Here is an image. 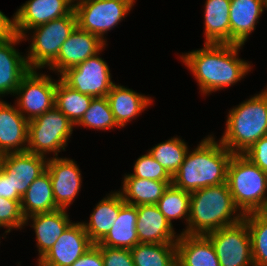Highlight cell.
<instances>
[{"mask_svg": "<svg viewBox=\"0 0 267 266\" xmlns=\"http://www.w3.org/2000/svg\"><path fill=\"white\" fill-rule=\"evenodd\" d=\"M243 218L244 214L236 206L225 182L190 193L188 224L181 233L206 235L214 230L234 225Z\"/></svg>", "mask_w": 267, "mask_h": 266, "instance_id": "cell-3", "label": "cell"}, {"mask_svg": "<svg viewBox=\"0 0 267 266\" xmlns=\"http://www.w3.org/2000/svg\"><path fill=\"white\" fill-rule=\"evenodd\" d=\"M93 245L82 223L72 222L38 261V266H71Z\"/></svg>", "mask_w": 267, "mask_h": 266, "instance_id": "cell-14", "label": "cell"}, {"mask_svg": "<svg viewBox=\"0 0 267 266\" xmlns=\"http://www.w3.org/2000/svg\"><path fill=\"white\" fill-rule=\"evenodd\" d=\"M73 123L55 106L35 119L28 121L27 151L46 157L54 152L55 157L65 150Z\"/></svg>", "mask_w": 267, "mask_h": 266, "instance_id": "cell-7", "label": "cell"}, {"mask_svg": "<svg viewBox=\"0 0 267 266\" xmlns=\"http://www.w3.org/2000/svg\"><path fill=\"white\" fill-rule=\"evenodd\" d=\"M14 33V19H9L0 11V39L9 37Z\"/></svg>", "mask_w": 267, "mask_h": 266, "instance_id": "cell-40", "label": "cell"}, {"mask_svg": "<svg viewBox=\"0 0 267 266\" xmlns=\"http://www.w3.org/2000/svg\"><path fill=\"white\" fill-rule=\"evenodd\" d=\"M135 2V0H75L77 27L98 36L106 43L104 34L128 15Z\"/></svg>", "mask_w": 267, "mask_h": 266, "instance_id": "cell-8", "label": "cell"}, {"mask_svg": "<svg viewBox=\"0 0 267 266\" xmlns=\"http://www.w3.org/2000/svg\"><path fill=\"white\" fill-rule=\"evenodd\" d=\"M52 158V159H51ZM47 171L52 182L53 196L59 209L72 204L81 188L82 177L76 162L68 158L51 157Z\"/></svg>", "mask_w": 267, "mask_h": 266, "instance_id": "cell-16", "label": "cell"}, {"mask_svg": "<svg viewBox=\"0 0 267 266\" xmlns=\"http://www.w3.org/2000/svg\"><path fill=\"white\" fill-rule=\"evenodd\" d=\"M94 97L78 92L68 86L61 78L57 81L55 107L58 108L75 126L88 110Z\"/></svg>", "mask_w": 267, "mask_h": 266, "instance_id": "cell-30", "label": "cell"}, {"mask_svg": "<svg viewBox=\"0 0 267 266\" xmlns=\"http://www.w3.org/2000/svg\"><path fill=\"white\" fill-rule=\"evenodd\" d=\"M124 204L118 191L111 192L95 206L89 223L81 222L93 244H98L108 234Z\"/></svg>", "mask_w": 267, "mask_h": 266, "instance_id": "cell-24", "label": "cell"}, {"mask_svg": "<svg viewBox=\"0 0 267 266\" xmlns=\"http://www.w3.org/2000/svg\"><path fill=\"white\" fill-rule=\"evenodd\" d=\"M24 39L14 33L0 39V96L15 94L21 79L30 71L26 56H22L14 45Z\"/></svg>", "mask_w": 267, "mask_h": 266, "instance_id": "cell-17", "label": "cell"}, {"mask_svg": "<svg viewBox=\"0 0 267 266\" xmlns=\"http://www.w3.org/2000/svg\"><path fill=\"white\" fill-rule=\"evenodd\" d=\"M0 197L12 200L11 177H8L1 169H0Z\"/></svg>", "mask_w": 267, "mask_h": 266, "instance_id": "cell-41", "label": "cell"}, {"mask_svg": "<svg viewBox=\"0 0 267 266\" xmlns=\"http://www.w3.org/2000/svg\"><path fill=\"white\" fill-rule=\"evenodd\" d=\"M130 252L135 266H177L176 243H138Z\"/></svg>", "mask_w": 267, "mask_h": 266, "instance_id": "cell-29", "label": "cell"}, {"mask_svg": "<svg viewBox=\"0 0 267 266\" xmlns=\"http://www.w3.org/2000/svg\"><path fill=\"white\" fill-rule=\"evenodd\" d=\"M225 126L220 142L233 154L245 153L267 135V88L232 108Z\"/></svg>", "mask_w": 267, "mask_h": 266, "instance_id": "cell-4", "label": "cell"}, {"mask_svg": "<svg viewBox=\"0 0 267 266\" xmlns=\"http://www.w3.org/2000/svg\"><path fill=\"white\" fill-rule=\"evenodd\" d=\"M233 156L220 141L208 135L191 153H187L172 184L186 192L219 185L227 180L229 162Z\"/></svg>", "mask_w": 267, "mask_h": 266, "instance_id": "cell-2", "label": "cell"}, {"mask_svg": "<svg viewBox=\"0 0 267 266\" xmlns=\"http://www.w3.org/2000/svg\"><path fill=\"white\" fill-rule=\"evenodd\" d=\"M27 145L28 120L16 106L0 100V156L25 152Z\"/></svg>", "mask_w": 267, "mask_h": 266, "instance_id": "cell-18", "label": "cell"}, {"mask_svg": "<svg viewBox=\"0 0 267 266\" xmlns=\"http://www.w3.org/2000/svg\"><path fill=\"white\" fill-rule=\"evenodd\" d=\"M243 155L267 173V135L256 141Z\"/></svg>", "mask_w": 267, "mask_h": 266, "instance_id": "cell-38", "label": "cell"}, {"mask_svg": "<svg viewBox=\"0 0 267 266\" xmlns=\"http://www.w3.org/2000/svg\"><path fill=\"white\" fill-rule=\"evenodd\" d=\"M56 84L57 81L54 82L51 76L30 70L15 92L19 112L31 121L52 109L55 106Z\"/></svg>", "mask_w": 267, "mask_h": 266, "instance_id": "cell-10", "label": "cell"}, {"mask_svg": "<svg viewBox=\"0 0 267 266\" xmlns=\"http://www.w3.org/2000/svg\"><path fill=\"white\" fill-rule=\"evenodd\" d=\"M122 191L124 202L133 206L156 204L172 181L147 180L125 174Z\"/></svg>", "mask_w": 267, "mask_h": 266, "instance_id": "cell-27", "label": "cell"}, {"mask_svg": "<svg viewBox=\"0 0 267 266\" xmlns=\"http://www.w3.org/2000/svg\"><path fill=\"white\" fill-rule=\"evenodd\" d=\"M264 9L262 0H231L230 44L245 45Z\"/></svg>", "mask_w": 267, "mask_h": 266, "instance_id": "cell-21", "label": "cell"}, {"mask_svg": "<svg viewBox=\"0 0 267 266\" xmlns=\"http://www.w3.org/2000/svg\"><path fill=\"white\" fill-rule=\"evenodd\" d=\"M89 57L75 67L68 68L60 78L71 88L94 98L106 97L115 83L111 80L109 66L99 57Z\"/></svg>", "mask_w": 267, "mask_h": 266, "instance_id": "cell-11", "label": "cell"}, {"mask_svg": "<svg viewBox=\"0 0 267 266\" xmlns=\"http://www.w3.org/2000/svg\"><path fill=\"white\" fill-rule=\"evenodd\" d=\"M76 126L97 130H110L113 129V127L121 128L114 118L107 97L93 98L88 110L84 113Z\"/></svg>", "mask_w": 267, "mask_h": 266, "instance_id": "cell-34", "label": "cell"}, {"mask_svg": "<svg viewBox=\"0 0 267 266\" xmlns=\"http://www.w3.org/2000/svg\"><path fill=\"white\" fill-rule=\"evenodd\" d=\"M133 177L157 180V181H172V176L158 163L148 152L140 156L134 164Z\"/></svg>", "mask_w": 267, "mask_h": 266, "instance_id": "cell-35", "label": "cell"}, {"mask_svg": "<svg viewBox=\"0 0 267 266\" xmlns=\"http://www.w3.org/2000/svg\"><path fill=\"white\" fill-rule=\"evenodd\" d=\"M59 209L53 196L52 182L46 170L37 177L21 198V210L25 218Z\"/></svg>", "mask_w": 267, "mask_h": 266, "instance_id": "cell-28", "label": "cell"}, {"mask_svg": "<svg viewBox=\"0 0 267 266\" xmlns=\"http://www.w3.org/2000/svg\"><path fill=\"white\" fill-rule=\"evenodd\" d=\"M263 1V4H264V7L267 8V0H262Z\"/></svg>", "mask_w": 267, "mask_h": 266, "instance_id": "cell-42", "label": "cell"}, {"mask_svg": "<svg viewBox=\"0 0 267 266\" xmlns=\"http://www.w3.org/2000/svg\"><path fill=\"white\" fill-rule=\"evenodd\" d=\"M67 209H57L51 212L35 214L25 218V226L32 219V226L36 234L38 261L50 251L57 239L72 223L67 214Z\"/></svg>", "mask_w": 267, "mask_h": 266, "instance_id": "cell-20", "label": "cell"}, {"mask_svg": "<svg viewBox=\"0 0 267 266\" xmlns=\"http://www.w3.org/2000/svg\"><path fill=\"white\" fill-rule=\"evenodd\" d=\"M189 149L182 139L173 137L153 146L148 152L173 177Z\"/></svg>", "mask_w": 267, "mask_h": 266, "instance_id": "cell-33", "label": "cell"}, {"mask_svg": "<svg viewBox=\"0 0 267 266\" xmlns=\"http://www.w3.org/2000/svg\"><path fill=\"white\" fill-rule=\"evenodd\" d=\"M176 249L177 266H220L212 242L205 235L181 233Z\"/></svg>", "mask_w": 267, "mask_h": 266, "instance_id": "cell-22", "label": "cell"}, {"mask_svg": "<svg viewBox=\"0 0 267 266\" xmlns=\"http://www.w3.org/2000/svg\"><path fill=\"white\" fill-rule=\"evenodd\" d=\"M231 0H206L205 43L230 44Z\"/></svg>", "mask_w": 267, "mask_h": 266, "instance_id": "cell-26", "label": "cell"}, {"mask_svg": "<svg viewBox=\"0 0 267 266\" xmlns=\"http://www.w3.org/2000/svg\"><path fill=\"white\" fill-rule=\"evenodd\" d=\"M160 212L165 216L171 226L173 219L185 218L188 224L190 213V193L170 184L156 203Z\"/></svg>", "mask_w": 267, "mask_h": 266, "instance_id": "cell-32", "label": "cell"}, {"mask_svg": "<svg viewBox=\"0 0 267 266\" xmlns=\"http://www.w3.org/2000/svg\"><path fill=\"white\" fill-rule=\"evenodd\" d=\"M73 10V0H28L13 16L14 32L26 40V31L65 17Z\"/></svg>", "mask_w": 267, "mask_h": 266, "instance_id": "cell-13", "label": "cell"}, {"mask_svg": "<svg viewBox=\"0 0 267 266\" xmlns=\"http://www.w3.org/2000/svg\"><path fill=\"white\" fill-rule=\"evenodd\" d=\"M248 226L254 266H267V213L251 212L244 214Z\"/></svg>", "mask_w": 267, "mask_h": 266, "instance_id": "cell-31", "label": "cell"}, {"mask_svg": "<svg viewBox=\"0 0 267 266\" xmlns=\"http://www.w3.org/2000/svg\"><path fill=\"white\" fill-rule=\"evenodd\" d=\"M105 45L106 43L98 36L76 27L62 44L57 59L49 66V69L61 75L68 68L75 67L101 52Z\"/></svg>", "mask_w": 267, "mask_h": 266, "instance_id": "cell-15", "label": "cell"}, {"mask_svg": "<svg viewBox=\"0 0 267 266\" xmlns=\"http://www.w3.org/2000/svg\"><path fill=\"white\" fill-rule=\"evenodd\" d=\"M97 247L101 250L104 266H135L130 249Z\"/></svg>", "mask_w": 267, "mask_h": 266, "instance_id": "cell-37", "label": "cell"}, {"mask_svg": "<svg viewBox=\"0 0 267 266\" xmlns=\"http://www.w3.org/2000/svg\"><path fill=\"white\" fill-rule=\"evenodd\" d=\"M205 236L212 242L220 266H254L251 238L244 220Z\"/></svg>", "mask_w": 267, "mask_h": 266, "instance_id": "cell-9", "label": "cell"}, {"mask_svg": "<svg viewBox=\"0 0 267 266\" xmlns=\"http://www.w3.org/2000/svg\"><path fill=\"white\" fill-rule=\"evenodd\" d=\"M139 243H176L178 235L156 204L137 206Z\"/></svg>", "mask_w": 267, "mask_h": 266, "instance_id": "cell-19", "label": "cell"}, {"mask_svg": "<svg viewBox=\"0 0 267 266\" xmlns=\"http://www.w3.org/2000/svg\"><path fill=\"white\" fill-rule=\"evenodd\" d=\"M25 224V217L21 210V201H14L0 197V227L7 228L5 233H10L12 228H21Z\"/></svg>", "mask_w": 267, "mask_h": 266, "instance_id": "cell-36", "label": "cell"}, {"mask_svg": "<svg viewBox=\"0 0 267 266\" xmlns=\"http://www.w3.org/2000/svg\"><path fill=\"white\" fill-rule=\"evenodd\" d=\"M242 46L204 43L203 48L182 54L180 57L193 73L203 95H209L236 84L251 71V63L238 57Z\"/></svg>", "mask_w": 267, "mask_h": 266, "instance_id": "cell-1", "label": "cell"}, {"mask_svg": "<svg viewBox=\"0 0 267 266\" xmlns=\"http://www.w3.org/2000/svg\"><path fill=\"white\" fill-rule=\"evenodd\" d=\"M106 97L117 124L122 128L152 103L151 97L116 84Z\"/></svg>", "mask_w": 267, "mask_h": 266, "instance_id": "cell-23", "label": "cell"}, {"mask_svg": "<svg viewBox=\"0 0 267 266\" xmlns=\"http://www.w3.org/2000/svg\"><path fill=\"white\" fill-rule=\"evenodd\" d=\"M47 161L48 158L28 151L0 156V169L11 177L12 200L21 201L33 181L46 171Z\"/></svg>", "mask_w": 267, "mask_h": 266, "instance_id": "cell-12", "label": "cell"}, {"mask_svg": "<svg viewBox=\"0 0 267 266\" xmlns=\"http://www.w3.org/2000/svg\"><path fill=\"white\" fill-rule=\"evenodd\" d=\"M71 266H104L101 250L94 244Z\"/></svg>", "mask_w": 267, "mask_h": 266, "instance_id": "cell-39", "label": "cell"}, {"mask_svg": "<svg viewBox=\"0 0 267 266\" xmlns=\"http://www.w3.org/2000/svg\"><path fill=\"white\" fill-rule=\"evenodd\" d=\"M137 206L124 204L108 234L96 246L132 249L139 243L136 230Z\"/></svg>", "mask_w": 267, "mask_h": 266, "instance_id": "cell-25", "label": "cell"}, {"mask_svg": "<svg viewBox=\"0 0 267 266\" xmlns=\"http://www.w3.org/2000/svg\"><path fill=\"white\" fill-rule=\"evenodd\" d=\"M77 27L74 10L67 16L38 25L26 56L30 70L50 66L58 57L62 44Z\"/></svg>", "mask_w": 267, "mask_h": 266, "instance_id": "cell-6", "label": "cell"}, {"mask_svg": "<svg viewBox=\"0 0 267 266\" xmlns=\"http://www.w3.org/2000/svg\"><path fill=\"white\" fill-rule=\"evenodd\" d=\"M226 183L236 206L243 214L267 208V173L243 154H233Z\"/></svg>", "mask_w": 267, "mask_h": 266, "instance_id": "cell-5", "label": "cell"}]
</instances>
